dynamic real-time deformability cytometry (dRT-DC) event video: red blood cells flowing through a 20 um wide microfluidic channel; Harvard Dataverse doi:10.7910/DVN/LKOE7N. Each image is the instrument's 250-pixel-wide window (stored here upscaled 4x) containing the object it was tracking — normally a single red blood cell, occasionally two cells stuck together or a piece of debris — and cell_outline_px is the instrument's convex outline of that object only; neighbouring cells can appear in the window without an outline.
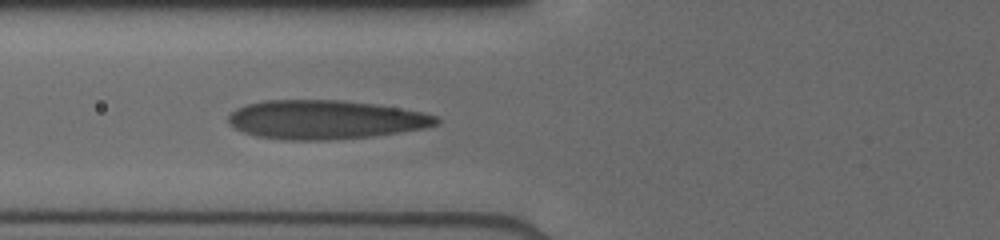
{"species": "human", "species_latin": "Homo sapiens", "temperature_condition": "cold", "stored_images_in_passage": 38, "camera_frame_rate_fps": 3000, "um_per_image_px": 0.085, "donor": {"sex": "male"}, "frame": {"image": 1, "passage_image": 12, "time_ms": 7.0, "image_size_px": [1000, 240], "cell_outline_px": [[440, 120], [436, 124], [424, 128], [372, 136], [328, 140], [284, 140], [256, 136], [244, 132], [228, 124], [228, 116], [236, 108], [248, 104], [264, 100], [340, 100], [372, 104], [420, 112], [436, 116]], "centroid_in_image_um": [27.58, 10.17], "position_along_channel_um": 98.2, "area_um2": 46.76}}
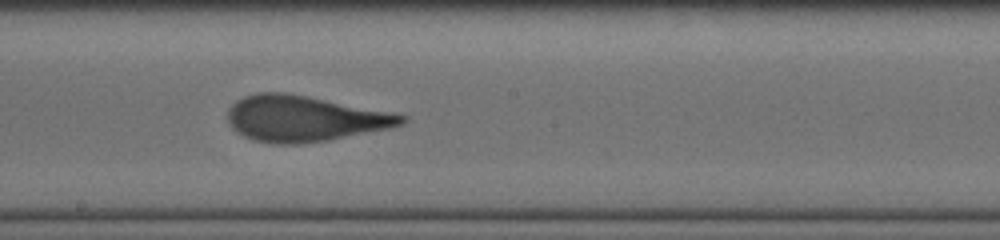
{"frame": {"image": 2, "passage_image": 21, "time_ms": 10.0, "image_size_px": [1000, 240], "cell_outline_px": [[408, 120], [404, 124], [392, 128], [328, 140], [300, 144], [272, 144], [252, 140], [236, 132], [232, 128], [228, 120], [228, 108], [236, 100], [244, 96], [256, 92], [284, 92], [308, 96], [396, 112], [408, 116]], "centroid_in_image_um": [25.91, 10.07], "position_along_channel_um": 222.3, "area_um2": 47.11}}
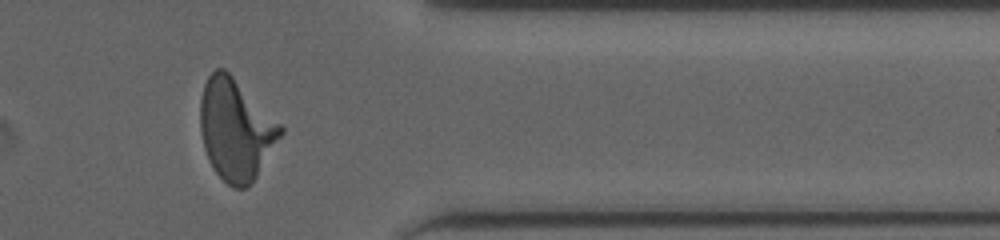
{"frame": {"image": 3, "passage_image": 35, "time_ms": 14.333, "image_size_px": [1000, 240], "cell_outline_px": [[284, 132], [252, 184], [248, 188], [232, 188], [212, 168], [208, 160], [204, 148], [200, 128], [200, 100], [204, 84], [208, 76], [216, 68], [224, 68], [284, 128]], "centroid_in_image_um": [20.02, 11.05], "position_along_channel_um": 391.4, "area_um2": 46.99}}